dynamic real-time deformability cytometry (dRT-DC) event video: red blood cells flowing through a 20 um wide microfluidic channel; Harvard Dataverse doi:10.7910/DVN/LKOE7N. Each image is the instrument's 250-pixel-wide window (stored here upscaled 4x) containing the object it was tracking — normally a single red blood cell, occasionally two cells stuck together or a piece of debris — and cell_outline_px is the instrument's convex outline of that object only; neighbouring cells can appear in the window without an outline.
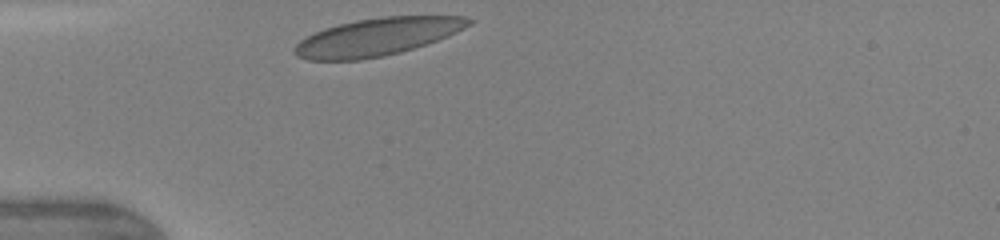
{"species": "human", "species_latin": "Homo sapiens", "temperature_condition": "warm", "stored_images_in_passage": 31, "camera_frame_rate_fps": 3000, "um_per_image_px": 0.085, "donor": {"sex": "female"}, "frame": {"image": 1, "passage_image": 1, "time_ms": 0.0, "image_size_px": [1000, 240], "cell_outline_px": [[476, 20], [472, 24], [448, 36], [400, 52], [384, 56], [360, 60], [308, 60], [296, 56], [296, 44], [300, 40], [324, 28], [356, 20], [380, 16], [464, 16]], "centroid_in_image_um": [32.09, 3.13], "position_along_channel_um": 52.9, "area_um2": 37.92}}
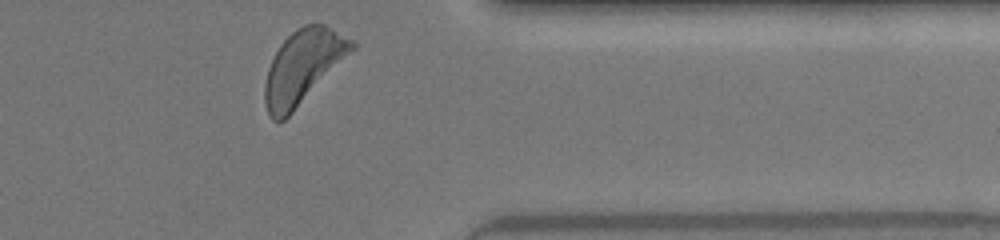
{"frame": {"image": 2, "passage_image": 31, "time_ms": 8.333, "image_size_px": [1000, 240], "cell_outline_px": [[356, 48], [284, 120], [272, 120], [268, 116], [264, 100], [264, 84], [268, 68], [280, 44], [296, 28], [304, 24], [324, 24], [332, 28], [352, 40], [356, 44]], "centroid_in_image_um": [25.74, 5.66], "position_along_channel_um": 385.7, "area_um2": 36.82}, "authors_computed_cell_mechanics": {"area_um2": 35.9516, "velocity_mm_per_s": 4.2431, "shape_relaxation_time_tau1_ms": 2.5818, "shape_relaxation_time_tau2_ms": null, "deformation_change_tau1": 0.1064, "deformation_change_tau2": null}}